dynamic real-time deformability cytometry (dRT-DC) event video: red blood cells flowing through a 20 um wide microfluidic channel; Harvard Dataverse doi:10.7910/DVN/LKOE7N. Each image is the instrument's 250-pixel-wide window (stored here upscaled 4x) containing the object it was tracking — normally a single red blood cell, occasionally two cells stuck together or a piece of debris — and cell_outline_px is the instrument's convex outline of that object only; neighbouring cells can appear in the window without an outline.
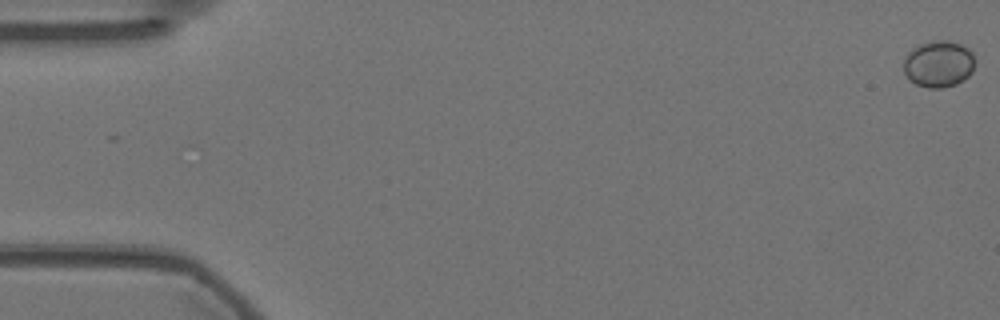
{"species": "Egyptian fruit bat (a non-hibernating species)", "species_latin": "Rousettus aegyptiacus", "temperature_condition": "warm", "stored_images_in_passage": 58, "camera_frame_rate_fps": 3000, "um_per_image_px": 0.085, "animal": {"sex": "female"}, "frame": {"image": 1, "passage_image": 1, "time_ms": 0.0, "image_size_px": [1000, 320], "cell_outline_px": [[972, 72], [968, 76], [956, 84], [944, 88], [928, 88], [916, 84], [908, 80], [904, 72], [904, 60], [908, 52], [912, 48], [920, 44], [932, 40], [948, 40], [960, 44], [968, 48], [972, 52]], "centroid_in_image_um": [79.74, 5.43], "position_along_channel_um": 5.3, "area_um2": 19.36}}
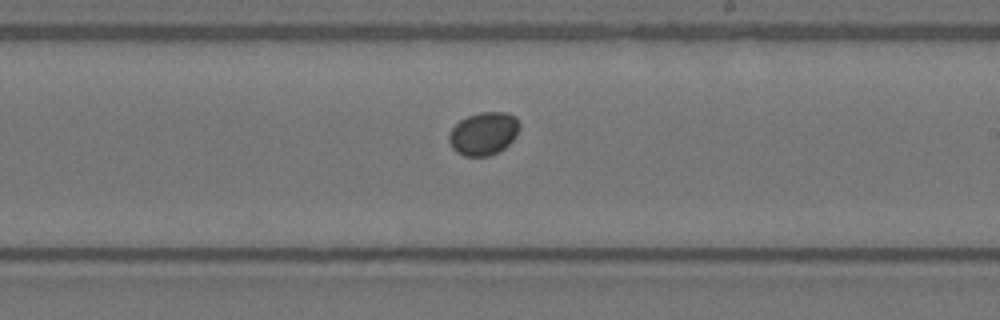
{"frame": {"image": 2, "passage_image": 34, "time_ms": 11.0, "image_size_px": [1000, 320], "cell_outline_px": [[520, 128], [516, 136], [504, 148], [488, 156], [464, 156], [456, 152], [452, 148], [448, 140], [448, 132], [460, 120], [468, 116], [480, 112], [504, 112], [516, 116], [520, 124]], "centroid_in_image_um": [41.1, 11.35], "position_along_channel_um": 247.9, "area_um2": 17.74}}
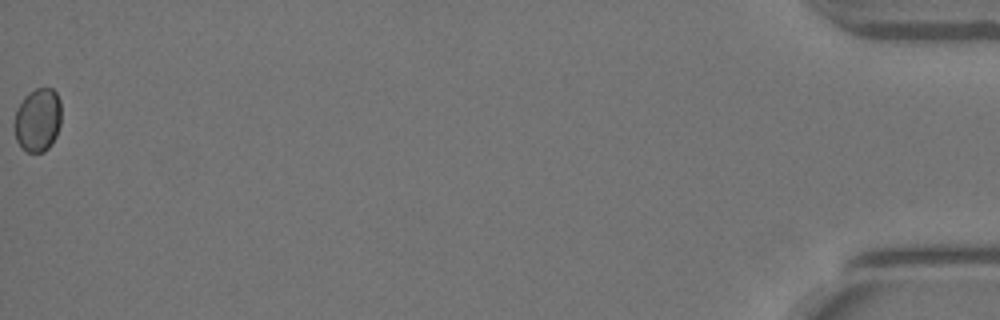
{"frame": {"image": 3, "passage_image": 58, "time_ms": 19.0, "image_size_px": [1000, 320], "cell_outline_px": [[60, 124], [56, 136], [52, 144], [44, 152], [28, 152], [20, 148], [16, 140], [16, 108], [24, 96], [28, 92], [36, 88], [52, 88], [56, 92], [60, 100]], "centroid_in_image_um": [3.22, 10.19], "position_along_channel_um": 432.0, "area_um2": 17.4}}